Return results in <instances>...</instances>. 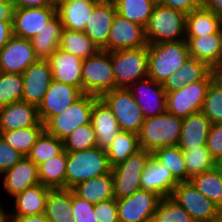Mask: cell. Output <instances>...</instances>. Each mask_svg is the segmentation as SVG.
<instances>
[{
    "label": "cell",
    "mask_w": 222,
    "mask_h": 222,
    "mask_svg": "<svg viewBox=\"0 0 222 222\" xmlns=\"http://www.w3.org/2000/svg\"><path fill=\"white\" fill-rule=\"evenodd\" d=\"M178 184L171 172L151 155L140 177L141 189L154 192L164 198L171 197Z\"/></svg>",
    "instance_id": "cell-22"
},
{
    "label": "cell",
    "mask_w": 222,
    "mask_h": 222,
    "mask_svg": "<svg viewBox=\"0 0 222 222\" xmlns=\"http://www.w3.org/2000/svg\"><path fill=\"white\" fill-rule=\"evenodd\" d=\"M201 6L212 10L216 15L222 18V0H203Z\"/></svg>",
    "instance_id": "cell-56"
},
{
    "label": "cell",
    "mask_w": 222,
    "mask_h": 222,
    "mask_svg": "<svg viewBox=\"0 0 222 222\" xmlns=\"http://www.w3.org/2000/svg\"><path fill=\"white\" fill-rule=\"evenodd\" d=\"M190 182L222 210V178L216 167L193 176Z\"/></svg>",
    "instance_id": "cell-39"
},
{
    "label": "cell",
    "mask_w": 222,
    "mask_h": 222,
    "mask_svg": "<svg viewBox=\"0 0 222 222\" xmlns=\"http://www.w3.org/2000/svg\"><path fill=\"white\" fill-rule=\"evenodd\" d=\"M148 46L145 28L116 13L109 37L107 51L136 49Z\"/></svg>",
    "instance_id": "cell-14"
},
{
    "label": "cell",
    "mask_w": 222,
    "mask_h": 222,
    "mask_svg": "<svg viewBox=\"0 0 222 222\" xmlns=\"http://www.w3.org/2000/svg\"><path fill=\"white\" fill-rule=\"evenodd\" d=\"M15 8L56 7L55 0H13Z\"/></svg>",
    "instance_id": "cell-52"
},
{
    "label": "cell",
    "mask_w": 222,
    "mask_h": 222,
    "mask_svg": "<svg viewBox=\"0 0 222 222\" xmlns=\"http://www.w3.org/2000/svg\"><path fill=\"white\" fill-rule=\"evenodd\" d=\"M11 222H50L45 213L38 215H27L23 217H11Z\"/></svg>",
    "instance_id": "cell-55"
},
{
    "label": "cell",
    "mask_w": 222,
    "mask_h": 222,
    "mask_svg": "<svg viewBox=\"0 0 222 222\" xmlns=\"http://www.w3.org/2000/svg\"><path fill=\"white\" fill-rule=\"evenodd\" d=\"M53 80L82 90L83 59L58 48L48 59Z\"/></svg>",
    "instance_id": "cell-23"
},
{
    "label": "cell",
    "mask_w": 222,
    "mask_h": 222,
    "mask_svg": "<svg viewBox=\"0 0 222 222\" xmlns=\"http://www.w3.org/2000/svg\"><path fill=\"white\" fill-rule=\"evenodd\" d=\"M117 13L113 0L99 2L93 9L84 33L100 49L107 51V40Z\"/></svg>",
    "instance_id": "cell-19"
},
{
    "label": "cell",
    "mask_w": 222,
    "mask_h": 222,
    "mask_svg": "<svg viewBox=\"0 0 222 222\" xmlns=\"http://www.w3.org/2000/svg\"><path fill=\"white\" fill-rule=\"evenodd\" d=\"M215 78L222 84V63L214 69Z\"/></svg>",
    "instance_id": "cell-58"
},
{
    "label": "cell",
    "mask_w": 222,
    "mask_h": 222,
    "mask_svg": "<svg viewBox=\"0 0 222 222\" xmlns=\"http://www.w3.org/2000/svg\"><path fill=\"white\" fill-rule=\"evenodd\" d=\"M116 88L110 52L98 50L82 63V92L100 98Z\"/></svg>",
    "instance_id": "cell-5"
},
{
    "label": "cell",
    "mask_w": 222,
    "mask_h": 222,
    "mask_svg": "<svg viewBox=\"0 0 222 222\" xmlns=\"http://www.w3.org/2000/svg\"><path fill=\"white\" fill-rule=\"evenodd\" d=\"M222 18L203 6L187 14L185 37H199L217 33L221 29Z\"/></svg>",
    "instance_id": "cell-32"
},
{
    "label": "cell",
    "mask_w": 222,
    "mask_h": 222,
    "mask_svg": "<svg viewBox=\"0 0 222 222\" xmlns=\"http://www.w3.org/2000/svg\"><path fill=\"white\" fill-rule=\"evenodd\" d=\"M91 124L95 130L97 146L104 150L121 132L113 112L101 98L94 101Z\"/></svg>",
    "instance_id": "cell-25"
},
{
    "label": "cell",
    "mask_w": 222,
    "mask_h": 222,
    "mask_svg": "<svg viewBox=\"0 0 222 222\" xmlns=\"http://www.w3.org/2000/svg\"><path fill=\"white\" fill-rule=\"evenodd\" d=\"M100 98L113 112L121 131L139 134L145 118L128 88H115Z\"/></svg>",
    "instance_id": "cell-9"
},
{
    "label": "cell",
    "mask_w": 222,
    "mask_h": 222,
    "mask_svg": "<svg viewBox=\"0 0 222 222\" xmlns=\"http://www.w3.org/2000/svg\"><path fill=\"white\" fill-rule=\"evenodd\" d=\"M98 1L91 0H55L57 15L63 28L84 32L86 24Z\"/></svg>",
    "instance_id": "cell-24"
},
{
    "label": "cell",
    "mask_w": 222,
    "mask_h": 222,
    "mask_svg": "<svg viewBox=\"0 0 222 222\" xmlns=\"http://www.w3.org/2000/svg\"><path fill=\"white\" fill-rule=\"evenodd\" d=\"M216 168L219 170V173H220L221 178H222V163L217 162V164H216Z\"/></svg>",
    "instance_id": "cell-59"
},
{
    "label": "cell",
    "mask_w": 222,
    "mask_h": 222,
    "mask_svg": "<svg viewBox=\"0 0 222 222\" xmlns=\"http://www.w3.org/2000/svg\"><path fill=\"white\" fill-rule=\"evenodd\" d=\"M5 1H13V0H0V4L5 2Z\"/></svg>",
    "instance_id": "cell-61"
},
{
    "label": "cell",
    "mask_w": 222,
    "mask_h": 222,
    "mask_svg": "<svg viewBox=\"0 0 222 222\" xmlns=\"http://www.w3.org/2000/svg\"><path fill=\"white\" fill-rule=\"evenodd\" d=\"M62 30L63 25L56 14L42 31L30 39L38 59L47 60L60 47Z\"/></svg>",
    "instance_id": "cell-31"
},
{
    "label": "cell",
    "mask_w": 222,
    "mask_h": 222,
    "mask_svg": "<svg viewBox=\"0 0 222 222\" xmlns=\"http://www.w3.org/2000/svg\"><path fill=\"white\" fill-rule=\"evenodd\" d=\"M221 63H222V24H221Z\"/></svg>",
    "instance_id": "cell-60"
},
{
    "label": "cell",
    "mask_w": 222,
    "mask_h": 222,
    "mask_svg": "<svg viewBox=\"0 0 222 222\" xmlns=\"http://www.w3.org/2000/svg\"><path fill=\"white\" fill-rule=\"evenodd\" d=\"M215 78L212 70L202 81L187 84L178 90L167 93L166 112L180 118L202 110L208 86Z\"/></svg>",
    "instance_id": "cell-8"
},
{
    "label": "cell",
    "mask_w": 222,
    "mask_h": 222,
    "mask_svg": "<svg viewBox=\"0 0 222 222\" xmlns=\"http://www.w3.org/2000/svg\"><path fill=\"white\" fill-rule=\"evenodd\" d=\"M30 126H44L38 107L25 101H16L0 107V131H11Z\"/></svg>",
    "instance_id": "cell-21"
},
{
    "label": "cell",
    "mask_w": 222,
    "mask_h": 222,
    "mask_svg": "<svg viewBox=\"0 0 222 222\" xmlns=\"http://www.w3.org/2000/svg\"><path fill=\"white\" fill-rule=\"evenodd\" d=\"M97 98L84 93L64 112L52 116L44 124V130L60 140H65L77 127L91 123L92 107Z\"/></svg>",
    "instance_id": "cell-7"
},
{
    "label": "cell",
    "mask_w": 222,
    "mask_h": 222,
    "mask_svg": "<svg viewBox=\"0 0 222 222\" xmlns=\"http://www.w3.org/2000/svg\"><path fill=\"white\" fill-rule=\"evenodd\" d=\"M140 150L138 134L121 131L105 149L111 168L124 162Z\"/></svg>",
    "instance_id": "cell-35"
},
{
    "label": "cell",
    "mask_w": 222,
    "mask_h": 222,
    "mask_svg": "<svg viewBox=\"0 0 222 222\" xmlns=\"http://www.w3.org/2000/svg\"><path fill=\"white\" fill-rule=\"evenodd\" d=\"M23 157V154L12 148L0 136V176L14 167Z\"/></svg>",
    "instance_id": "cell-48"
},
{
    "label": "cell",
    "mask_w": 222,
    "mask_h": 222,
    "mask_svg": "<svg viewBox=\"0 0 222 222\" xmlns=\"http://www.w3.org/2000/svg\"><path fill=\"white\" fill-rule=\"evenodd\" d=\"M3 205L0 204V222H11V213Z\"/></svg>",
    "instance_id": "cell-57"
},
{
    "label": "cell",
    "mask_w": 222,
    "mask_h": 222,
    "mask_svg": "<svg viewBox=\"0 0 222 222\" xmlns=\"http://www.w3.org/2000/svg\"><path fill=\"white\" fill-rule=\"evenodd\" d=\"M72 189H50L45 215L50 222H75L72 216Z\"/></svg>",
    "instance_id": "cell-33"
},
{
    "label": "cell",
    "mask_w": 222,
    "mask_h": 222,
    "mask_svg": "<svg viewBox=\"0 0 222 222\" xmlns=\"http://www.w3.org/2000/svg\"><path fill=\"white\" fill-rule=\"evenodd\" d=\"M152 155L171 172L178 182H187L185 159L178 145L158 148Z\"/></svg>",
    "instance_id": "cell-37"
},
{
    "label": "cell",
    "mask_w": 222,
    "mask_h": 222,
    "mask_svg": "<svg viewBox=\"0 0 222 222\" xmlns=\"http://www.w3.org/2000/svg\"><path fill=\"white\" fill-rule=\"evenodd\" d=\"M140 107L143 117H154L166 112V95L162 84L147 77L128 88Z\"/></svg>",
    "instance_id": "cell-16"
},
{
    "label": "cell",
    "mask_w": 222,
    "mask_h": 222,
    "mask_svg": "<svg viewBox=\"0 0 222 222\" xmlns=\"http://www.w3.org/2000/svg\"><path fill=\"white\" fill-rule=\"evenodd\" d=\"M187 169V182L202 172H207L216 167L217 162L211 156L207 146H198L197 148L181 149Z\"/></svg>",
    "instance_id": "cell-41"
},
{
    "label": "cell",
    "mask_w": 222,
    "mask_h": 222,
    "mask_svg": "<svg viewBox=\"0 0 222 222\" xmlns=\"http://www.w3.org/2000/svg\"><path fill=\"white\" fill-rule=\"evenodd\" d=\"M156 2L186 15L201 6L199 0H156Z\"/></svg>",
    "instance_id": "cell-51"
},
{
    "label": "cell",
    "mask_w": 222,
    "mask_h": 222,
    "mask_svg": "<svg viewBox=\"0 0 222 222\" xmlns=\"http://www.w3.org/2000/svg\"><path fill=\"white\" fill-rule=\"evenodd\" d=\"M111 169L106 151L98 146L68 152L65 188L72 189L83 181L108 174Z\"/></svg>",
    "instance_id": "cell-2"
},
{
    "label": "cell",
    "mask_w": 222,
    "mask_h": 222,
    "mask_svg": "<svg viewBox=\"0 0 222 222\" xmlns=\"http://www.w3.org/2000/svg\"><path fill=\"white\" fill-rule=\"evenodd\" d=\"M98 222H119L116 199H108L94 204Z\"/></svg>",
    "instance_id": "cell-49"
},
{
    "label": "cell",
    "mask_w": 222,
    "mask_h": 222,
    "mask_svg": "<svg viewBox=\"0 0 222 222\" xmlns=\"http://www.w3.org/2000/svg\"><path fill=\"white\" fill-rule=\"evenodd\" d=\"M22 101L39 107L53 80L48 60L38 59L23 73Z\"/></svg>",
    "instance_id": "cell-15"
},
{
    "label": "cell",
    "mask_w": 222,
    "mask_h": 222,
    "mask_svg": "<svg viewBox=\"0 0 222 222\" xmlns=\"http://www.w3.org/2000/svg\"><path fill=\"white\" fill-rule=\"evenodd\" d=\"M148 77L163 84L189 59L185 40L148 44Z\"/></svg>",
    "instance_id": "cell-1"
},
{
    "label": "cell",
    "mask_w": 222,
    "mask_h": 222,
    "mask_svg": "<svg viewBox=\"0 0 222 222\" xmlns=\"http://www.w3.org/2000/svg\"><path fill=\"white\" fill-rule=\"evenodd\" d=\"M81 199L96 204L114 198L112 172L83 181L72 188Z\"/></svg>",
    "instance_id": "cell-30"
},
{
    "label": "cell",
    "mask_w": 222,
    "mask_h": 222,
    "mask_svg": "<svg viewBox=\"0 0 222 222\" xmlns=\"http://www.w3.org/2000/svg\"><path fill=\"white\" fill-rule=\"evenodd\" d=\"M22 74L2 72L0 75V107L22 100Z\"/></svg>",
    "instance_id": "cell-44"
},
{
    "label": "cell",
    "mask_w": 222,
    "mask_h": 222,
    "mask_svg": "<svg viewBox=\"0 0 222 222\" xmlns=\"http://www.w3.org/2000/svg\"><path fill=\"white\" fill-rule=\"evenodd\" d=\"M151 155V152L140 149L111 169L116 200L131 196L141 189L140 177Z\"/></svg>",
    "instance_id": "cell-11"
},
{
    "label": "cell",
    "mask_w": 222,
    "mask_h": 222,
    "mask_svg": "<svg viewBox=\"0 0 222 222\" xmlns=\"http://www.w3.org/2000/svg\"><path fill=\"white\" fill-rule=\"evenodd\" d=\"M91 1H98V2H102V1H105V0H91Z\"/></svg>",
    "instance_id": "cell-62"
},
{
    "label": "cell",
    "mask_w": 222,
    "mask_h": 222,
    "mask_svg": "<svg viewBox=\"0 0 222 222\" xmlns=\"http://www.w3.org/2000/svg\"><path fill=\"white\" fill-rule=\"evenodd\" d=\"M190 57L205 62L211 69L221 64V29L199 37H185Z\"/></svg>",
    "instance_id": "cell-26"
},
{
    "label": "cell",
    "mask_w": 222,
    "mask_h": 222,
    "mask_svg": "<svg viewBox=\"0 0 222 222\" xmlns=\"http://www.w3.org/2000/svg\"><path fill=\"white\" fill-rule=\"evenodd\" d=\"M201 112L212 124L222 123V84L216 78L208 86Z\"/></svg>",
    "instance_id": "cell-45"
},
{
    "label": "cell",
    "mask_w": 222,
    "mask_h": 222,
    "mask_svg": "<svg viewBox=\"0 0 222 222\" xmlns=\"http://www.w3.org/2000/svg\"><path fill=\"white\" fill-rule=\"evenodd\" d=\"M81 59H86L100 50L84 33L63 28L60 47Z\"/></svg>",
    "instance_id": "cell-36"
},
{
    "label": "cell",
    "mask_w": 222,
    "mask_h": 222,
    "mask_svg": "<svg viewBox=\"0 0 222 222\" xmlns=\"http://www.w3.org/2000/svg\"><path fill=\"white\" fill-rule=\"evenodd\" d=\"M116 88H129L148 77V47L111 51Z\"/></svg>",
    "instance_id": "cell-6"
},
{
    "label": "cell",
    "mask_w": 222,
    "mask_h": 222,
    "mask_svg": "<svg viewBox=\"0 0 222 222\" xmlns=\"http://www.w3.org/2000/svg\"><path fill=\"white\" fill-rule=\"evenodd\" d=\"M56 14V7L15 8L12 24L13 35L31 39L42 31Z\"/></svg>",
    "instance_id": "cell-18"
},
{
    "label": "cell",
    "mask_w": 222,
    "mask_h": 222,
    "mask_svg": "<svg viewBox=\"0 0 222 222\" xmlns=\"http://www.w3.org/2000/svg\"><path fill=\"white\" fill-rule=\"evenodd\" d=\"M213 69L205 62L189 57L163 84L166 93L180 89L187 84L202 81Z\"/></svg>",
    "instance_id": "cell-29"
},
{
    "label": "cell",
    "mask_w": 222,
    "mask_h": 222,
    "mask_svg": "<svg viewBox=\"0 0 222 222\" xmlns=\"http://www.w3.org/2000/svg\"><path fill=\"white\" fill-rule=\"evenodd\" d=\"M0 177L3 179L2 189L10 198L27 188L40 184L38 166L27 156H24L14 167Z\"/></svg>",
    "instance_id": "cell-20"
},
{
    "label": "cell",
    "mask_w": 222,
    "mask_h": 222,
    "mask_svg": "<svg viewBox=\"0 0 222 222\" xmlns=\"http://www.w3.org/2000/svg\"><path fill=\"white\" fill-rule=\"evenodd\" d=\"M72 216L75 222H98L94 204L76 196L72 191Z\"/></svg>",
    "instance_id": "cell-47"
},
{
    "label": "cell",
    "mask_w": 222,
    "mask_h": 222,
    "mask_svg": "<svg viewBox=\"0 0 222 222\" xmlns=\"http://www.w3.org/2000/svg\"><path fill=\"white\" fill-rule=\"evenodd\" d=\"M186 17L180 11L156 3L144 27L148 44L185 40Z\"/></svg>",
    "instance_id": "cell-4"
},
{
    "label": "cell",
    "mask_w": 222,
    "mask_h": 222,
    "mask_svg": "<svg viewBox=\"0 0 222 222\" xmlns=\"http://www.w3.org/2000/svg\"><path fill=\"white\" fill-rule=\"evenodd\" d=\"M160 199L158 194L144 189L117 199L119 222H151Z\"/></svg>",
    "instance_id": "cell-12"
},
{
    "label": "cell",
    "mask_w": 222,
    "mask_h": 222,
    "mask_svg": "<svg viewBox=\"0 0 222 222\" xmlns=\"http://www.w3.org/2000/svg\"><path fill=\"white\" fill-rule=\"evenodd\" d=\"M13 21L0 20V50L7 44L13 36Z\"/></svg>",
    "instance_id": "cell-53"
},
{
    "label": "cell",
    "mask_w": 222,
    "mask_h": 222,
    "mask_svg": "<svg viewBox=\"0 0 222 222\" xmlns=\"http://www.w3.org/2000/svg\"><path fill=\"white\" fill-rule=\"evenodd\" d=\"M50 189L51 188L40 183L14 196L12 198V206L15 210L13 209L11 211V217H23L45 213L46 201Z\"/></svg>",
    "instance_id": "cell-27"
},
{
    "label": "cell",
    "mask_w": 222,
    "mask_h": 222,
    "mask_svg": "<svg viewBox=\"0 0 222 222\" xmlns=\"http://www.w3.org/2000/svg\"><path fill=\"white\" fill-rule=\"evenodd\" d=\"M182 120L168 112L145 118L138 134L140 149L153 153L161 147L178 145Z\"/></svg>",
    "instance_id": "cell-3"
},
{
    "label": "cell",
    "mask_w": 222,
    "mask_h": 222,
    "mask_svg": "<svg viewBox=\"0 0 222 222\" xmlns=\"http://www.w3.org/2000/svg\"><path fill=\"white\" fill-rule=\"evenodd\" d=\"M64 151V142L45 130L37 138L35 144L27 155L37 166L50 158L58 156Z\"/></svg>",
    "instance_id": "cell-42"
},
{
    "label": "cell",
    "mask_w": 222,
    "mask_h": 222,
    "mask_svg": "<svg viewBox=\"0 0 222 222\" xmlns=\"http://www.w3.org/2000/svg\"><path fill=\"white\" fill-rule=\"evenodd\" d=\"M38 58L30 39L12 36L0 50L2 72L22 74Z\"/></svg>",
    "instance_id": "cell-17"
},
{
    "label": "cell",
    "mask_w": 222,
    "mask_h": 222,
    "mask_svg": "<svg viewBox=\"0 0 222 222\" xmlns=\"http://www.w3.org/2000/svg\"><path fill=\"white\" fill-rule=\"evenodd\" d=\"M68 152L64 150L58 156L38 165L40 183L51 189L65 188V176Z\"/></svg>",
    "instance_id": "cell-34"
},
{
    "label": "cell",
    "mask_w": 222,
    "mask_h": 222,
    "mask_svg": "<svg viewBox=\"0 0 222 222\" xmlns=\"http://www.w3.org/2000/svg\"><path fill=\"white\" fill-rule=\"evenodd\" d=\"M171 197L188 212L194 222H218L222 218V210L190 181L179 182Z\"/></svg>",
    "instance_id": "cell-10"
},
{
    "label": "cell",
    "mask_w": 222,
    "mask_h": 222,
    "mask_svg": "<svg viewBox=\"0 0 222 222\" xmlns=\"http://www.w3.org/2000/svg\"><path fill=\"white\" fill-rule=\"evenodd\" d=\"M83 94L78 87L52 80L38 107L41 122L45 124L52 116L64 112Z\"/></svg>",
    "instance_id": "cell-13"
},
{
    "label": "cell",
    "mask_w": 222,
    "mask_h": 222,
    "mask_svg": "<svg viewBox=\"0 0 222 222\" xmlns=\"http://www.w3.org/2000/svg\"><path fill=\"white\" fill-rule=\"evenodd\" d=\"M211 125V121L201 111L183 118L178 147L191 149L206 146Z\"/></svg>",
    "instance_id": "cell-28"
},
{
    "label": "cell",
    "mask_w": 222,
    "mask_h": 222,
    "mask_svg": "<svg viewBox=\"0 0 222 222\" xmlns=\"http://www.w3.org/2000/svg\"><path fill=\"white\" fill-rule=\"evenodd\" d=\"M206 146L215 161L220 162L222 160V123L211 125Z\"/></svg>",
    "instance_id": "cell-50"
},
{
    "label": "cell",
    "mask_w": 222,
    "mask_h": 222,
    "mask_svg": "<svg viewBox=\"0 0 222 222\" xmlns=\"http://www.w3.org/2000/svg\"><path fill=\"white\" fill-rule=\"evenodd\" d=\"M151 222H194V220L172 197H164L160 199Z\"/></svg>",
    "instance_id": "cell-43"
},
{
    "label": "cell",
    "mask_w": 222,
    "mask_h": 222,
    "mask_svg": "<svg viewBox=\"0 0 222 222\" xmlns=\"http://www.w3.org/2000/svg\"><path fill=\"white\" fill-rule=\"evenodd\" d=\"M117 13L143 27L146 26L156 0H113Z\"/></svg>",
    "instance_id": "cell-38"
},
{
    "label": "cell",
    "mask_w": 222,
    "mask_h": 222,
    "mask_svg": "<svg viewBox=\"0 0 222 222\" xmlns=\"http://www.w3.org/2000/svg\"><path fill=\"white\" fill-rule=\"evenodd\" d=\"M15 4L13 1H5L0 4V20L13 21Z\"/></svg>",
    "instance_id": "cell-54"
},
{
    "label": "cell",
    "mask_w": 222,
    "mask_h": 222,
    "mask_svg": "<svg viewBox=\"0 0 222 222\" xmlns=\"http://www.w3.org/2000/svg\"><path fill=\"white\" fill-rule=\"evenodd\" d=\"M64 150L67 152L82 151L97 146V138L92 124L77 127L65 140Z\"/></svg>",
    "instance_id": "cell-46"
},
{
    "label": "cell",
    "mask_w": 222,
    "mask_h": 222,
    "mask_svg": "<svg viewBox=\"0 0 222 222\" xmlns=\"http://www.w3.org/2000/svg\"><path fill=\"white\" fill-rule=\"evenodd\" d=\"M43 131L44 126H30L18 130L0 131V136L12 148L27 156Z\"/></svg>",
    "instance_id": "cell-40"
}]
</instances>
